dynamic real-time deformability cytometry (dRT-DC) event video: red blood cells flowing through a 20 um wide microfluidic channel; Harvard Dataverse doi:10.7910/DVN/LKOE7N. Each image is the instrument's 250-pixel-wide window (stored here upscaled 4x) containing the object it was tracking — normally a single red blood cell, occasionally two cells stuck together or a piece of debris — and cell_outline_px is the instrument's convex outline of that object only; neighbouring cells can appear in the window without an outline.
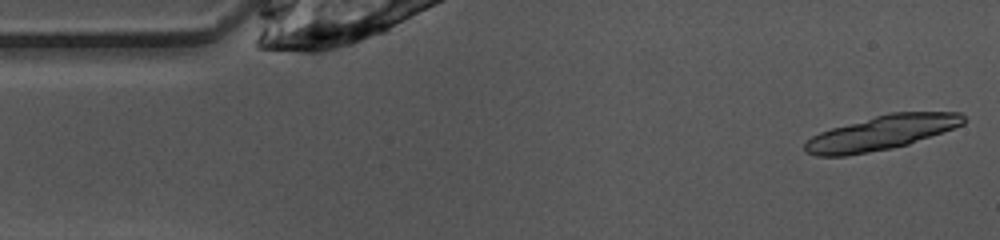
{"species": "common noctule bat (a hibernating species)", "species_latin": "Nyctalus noctula", "temperature_condition": "warm", "stored_images_in_passage": 47, "segment_of_instrument_passage": [1, 2], "camera_frame_rate_fps": 3000, "um_per_image_px": 0.085, "animal": {"sex": "female", "body_mass_g": 10.0, "forearm_length_mm": 53.1}, "frame": {"image": 1, "passage_image": 1, "time_ms": 0.0, "image_size_px": [1000, 240], "cell_outline_px": [[968, 120], [964, 124], [908, 144], [892, 148], [844, 156], [816, 156], [804, 152], [804, 144], [812, 136], [820, 132], [832, 128], [888, 112], [960, 112]], "centroid_in_image_um": [74.92, 11.28], "position_along_channel_um": 10.1, "area_um2": 31.62}}